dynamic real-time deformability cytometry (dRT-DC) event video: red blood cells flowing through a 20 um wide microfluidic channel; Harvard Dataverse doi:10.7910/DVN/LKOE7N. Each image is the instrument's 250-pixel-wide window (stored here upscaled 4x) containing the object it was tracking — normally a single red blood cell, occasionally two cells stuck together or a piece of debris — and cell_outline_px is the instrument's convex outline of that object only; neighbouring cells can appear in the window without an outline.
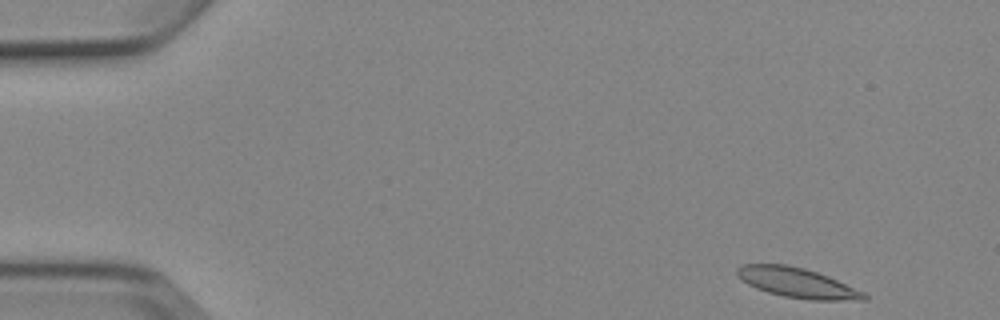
{"species": "Egyptian fruit bat (a non-hibernating species)", "species_latin": "Rousettus aegyptiacus", "temperature_condition": "cold", "stored_images_in_passage": 4, "camera_frame_rate_fps": 3000, "um_per_image_px": 0.085, "animal": {"sex": "female"}, "frame": {"image": 1, "passage_image": 1, "time_ms": 0.0, "image_size_px": [1000, 320], "cell_outline_px": [[868, 300], [812, 300], [784, 296], [768, 292], [756, 288], [748, 284], [736, 272], [736, 268], [744, 264], [784, 264], [804, 268], [828, 276], [864, 292], [868, 296]], "centroid_in_image_um": [67.79, 24.04], "position_along_channel_um": 17.2, "area_um2": 21.79}}
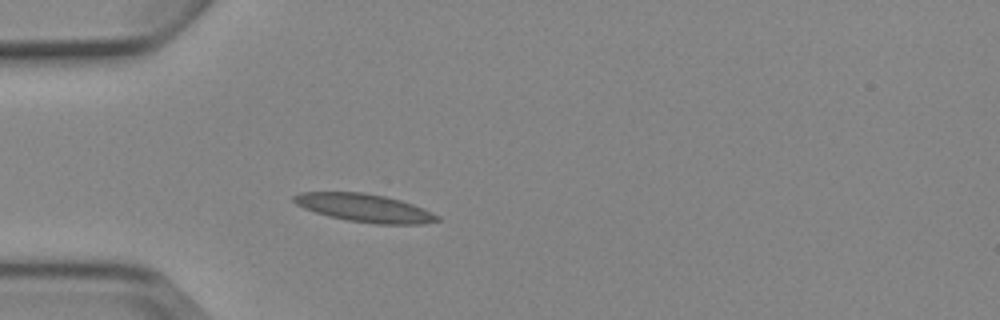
{"frame": {"image": 2, "passage_image": 4, "time_ms": 3.667, "image_size_px": [1000, 320], "cell_outline_px": [[440, 220], [424, 224], [376, 224], [348, 220], [328, 216], [304, 208], [296, 204], [292, 200], [292, 196], [300, 192], [364, 192], [384, 196], [400, 200], [424, 208], [440, 216]], "centroid_in_image_um": [31.0, 17.67], "position_along_channel_um": 54.0, "area_um2": 23.47}}